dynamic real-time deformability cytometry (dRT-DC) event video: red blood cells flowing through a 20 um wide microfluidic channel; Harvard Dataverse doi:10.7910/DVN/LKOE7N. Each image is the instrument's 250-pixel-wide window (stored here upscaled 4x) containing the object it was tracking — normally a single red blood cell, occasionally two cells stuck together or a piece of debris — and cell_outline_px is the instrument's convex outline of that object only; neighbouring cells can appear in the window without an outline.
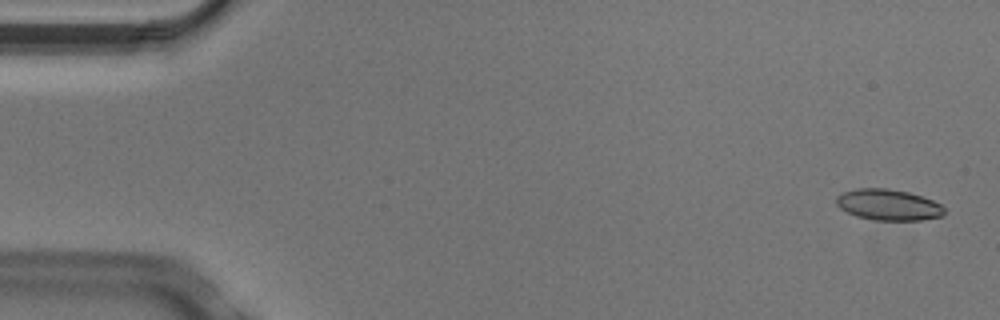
{"species": "Egyptian fruit bat (a non-hibernating species)", "species_latin": "Rousettus aegyptiacus", "temperature_condition": "cold", "stored_images_in_passage": 9, "camera_frame_rate_fps": 3000, "um_per_image_px": 0.085, "animal": {"sex": "male"}, "frame": {"image": 1, "passage_image": 1, "time_ms": 0.0, "image_size_px": [1000, 320], "cell_outline_px": [[944, 216], [920, 220], [876, 220], [856, 216], [840, 208], [836, 204], [836, 196], [844, 192], [856, 188], [884, 188], [908, 192], [932, 200], [940, 204], [944, 208]], "centroid_in_image_um": [75.5, 17.41], "position_along_channel_um": 9.5, "area_um2": 19.42}}
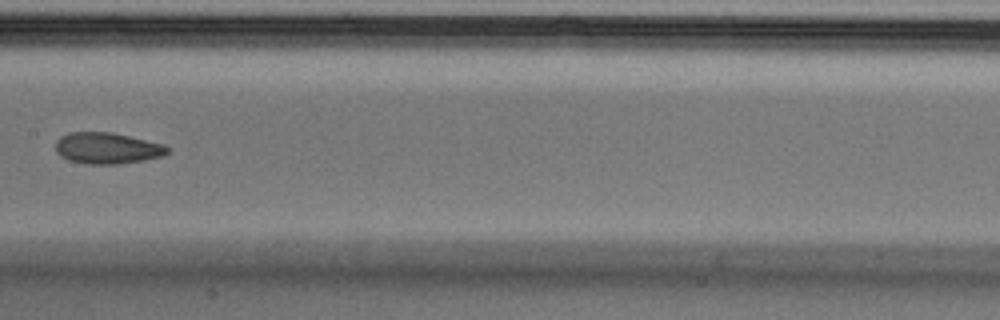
{"frame": {"image": 2, "passage_image": 8, "time_ms": 2.333, "image_size_px": [1000, 320], "cell_outline_px": [[168, 152], [164, 156], [144, 160], [116, 164], [84, 164], [68, 160], [60, 156], [56, 152], [56, 140], [60, 136], [68, 132], [112, 132], [164, 144], [168, 148]], "centroid_in_image_um": [9.08, 12.59], "position_along_channel_um": 198.3, "area_um2": 20.52}}
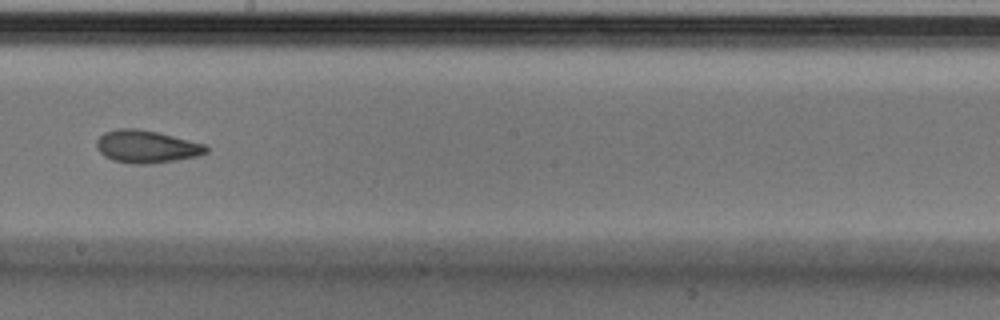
{"frame": {"image": 3, "passage_image": 9, "time_ms": 2.667, "image_size_px": [1000, 320], "cell_outline_px": [[208, 152], [196, 156], [176, 160], [148, 164], [132, 164], [112, 160], [104, 156], [96, 148], [96, 140], [104, 132], [116, 128], [136, 128], [156, 132], [204, 144], [208, 148]], "centroid_in_image_um": [12.4, 12.46], "position_along_channel_um": 235.8, "area_um2": 20.75}}